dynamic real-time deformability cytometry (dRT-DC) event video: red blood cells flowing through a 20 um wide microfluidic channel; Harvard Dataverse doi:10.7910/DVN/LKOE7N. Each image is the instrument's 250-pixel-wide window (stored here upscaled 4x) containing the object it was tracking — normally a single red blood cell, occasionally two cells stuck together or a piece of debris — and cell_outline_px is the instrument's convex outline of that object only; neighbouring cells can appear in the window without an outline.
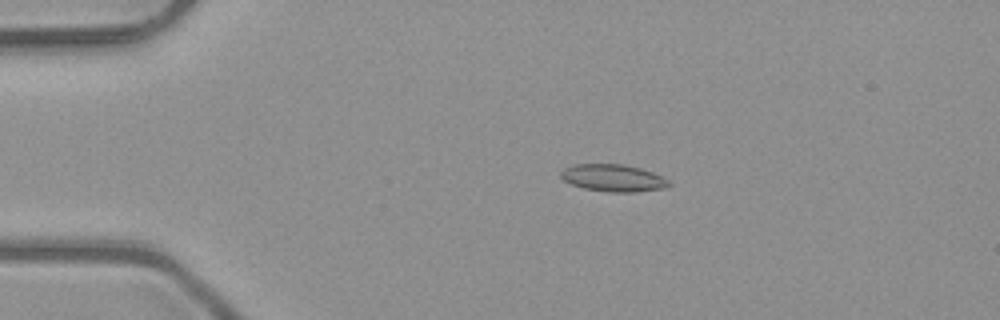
{"species": "common noctule bat (a hibernating species)", "species_latin": "Nyctalus noctula", "temperature_condition": "room temperature", "stored_images_in_passage": 6, "camera_frame_rate_fps": 3000, "um_per_image_px": 0.085, "animal": {"sex": "male", "body_mass_g": 23.1, "forearm_length_mm": 52.7}, "frame": {"image": 1, "passage_image": 4, "time_ms": 1.0, "image_size_px": [1000, 320], "cell_outline_px": [[672, 184], [664, 188], [636, 192], [608, 192], [584, 188], [572, 184], [564, 180], [560, 176], [560, 172], [564, 168], [572, 164], [624, 164], [640, 168], [664, 176]], "centroid_in_image_um": [52.13, 15.12], "position_along_channel_um": 32.9, "area_um2": 17.22}}
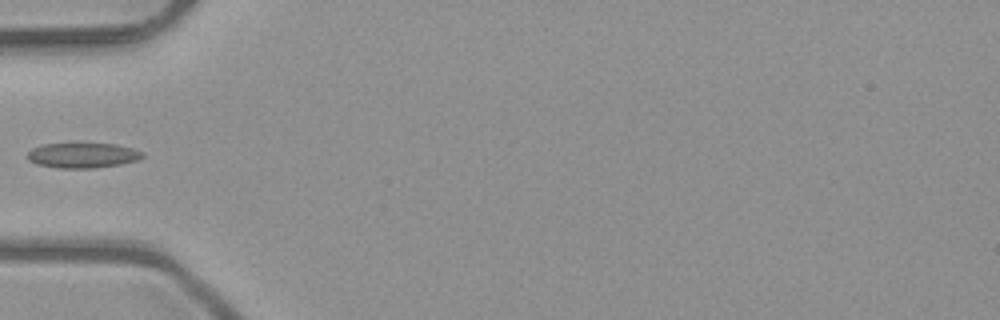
{"frame": {"image": 2, "passage_image": 6, "time_ms": 1.667, "image_size_px": [1000, 320], "cell_outline_px": [[144, 156], [140, 160], [120, 164], [96, 168], [60, 168], [36, 164], [28, 160], [28, 152], [32, 148], [44, 144], [116, 144], [132, 148], [144, 152]], "centroid_in_image_um": [7.06, 13.21], "position_along_channel_um": 77.9, "area_um2": 16.82}}